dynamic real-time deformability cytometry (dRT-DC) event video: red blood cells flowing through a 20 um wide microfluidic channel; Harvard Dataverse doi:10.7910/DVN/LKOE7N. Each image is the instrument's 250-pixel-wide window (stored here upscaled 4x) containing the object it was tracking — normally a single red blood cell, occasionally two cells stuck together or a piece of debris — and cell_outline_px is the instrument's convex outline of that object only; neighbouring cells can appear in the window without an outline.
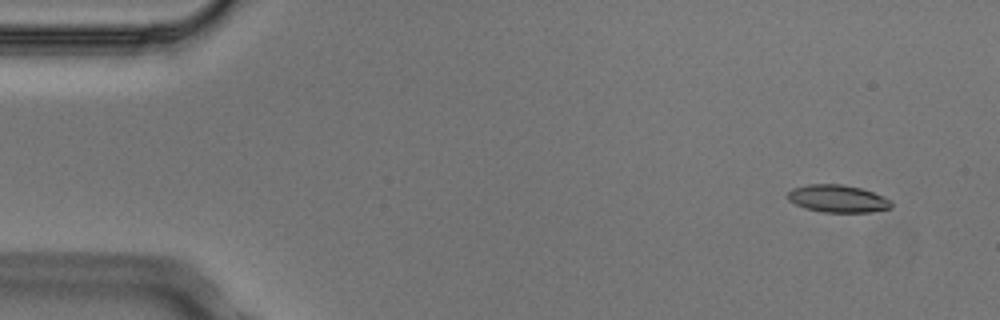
{"species": "Egyptian fruit bat (a non-hibernating species)", "species_latin": "Rousettus aegyptiacus", "temperature_condition": "cold", "stored_images_in_passage": 4, "camera_frame_rate_fps": 3000, "um_per_image_px": 0.085, "animal": {"sex": "male"}, "frame": {"image": 1, "passage_image": 1, "time_ms": 0.0, "image_size_px": [1000, 320], "cell_outline_px": [[892, 208], [872, 212], [824, 212], [804, 208], [788, 200], [788, 192], [792, 188], [808, 184], [840, 184], [860, 188], [884, 196], [892, 200]], "centroid_in_image_um": [71.23, 16.89], "position_along_channel_um": 13.8, "area_um2": 16.65}}
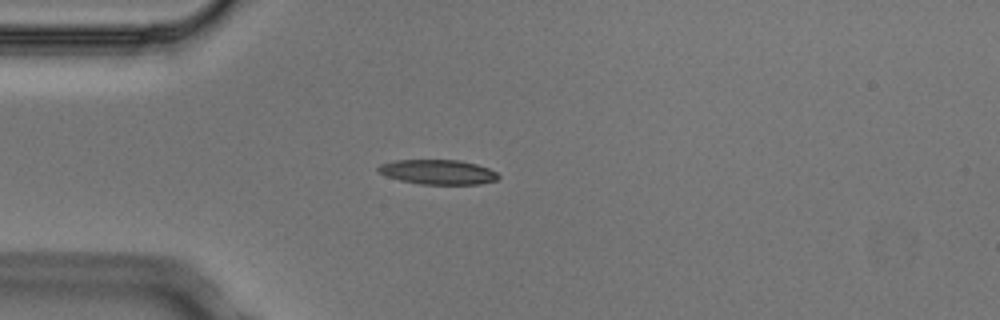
{"frame": {"image": 2, "passage_image": 4, "time_ms": 1.0, "image_size_px": [1000, 320], "cell_outline_px": [[500, 176], [496, 180], [480, 184], [420, 184], [400, 180], [388, 176], [380, 172], [376, 168], [380, 164], [396, 160], [460, 160], [476, 164], [488, 168], [496, 172]], "centroid_in_image_um": [37.24, 14.62], "position_along_channel_um": 47.8, "area_um2": 17.17}}